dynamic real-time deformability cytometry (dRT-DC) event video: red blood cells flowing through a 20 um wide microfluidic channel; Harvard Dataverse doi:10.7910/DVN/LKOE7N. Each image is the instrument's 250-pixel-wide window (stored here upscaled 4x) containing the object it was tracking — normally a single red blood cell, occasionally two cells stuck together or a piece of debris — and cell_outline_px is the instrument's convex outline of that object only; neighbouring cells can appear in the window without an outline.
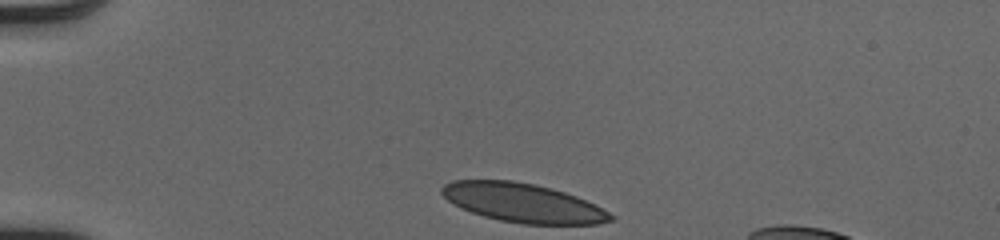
{"species": "human", "species_latin": "Homo sapiens", "temperature_condition": "cold", "stored_images_in_passage": 32, "camera_frame_rate_fps": 3000, "um_per_image_px": 0.085, "donor": {"sex": "male"}, "frame": {"image": 1, "passage_image": 1, "time_ms": 0.0, "image_size_px": [1000, 240], "cell_outline_px": [[616, 220], [596, 224], [520, 224], [500, 220], [484, 216], [460, 208], [452, 204], [440, 192], [440, 188], [444, 184], [452, 180], [512, 180], [536, 184], [552, 188], [576, 196], [616, 216]], "centroid_in_image_um": [44.42, 17.24], "position_along_channel_um": 40.6, "area_um2": 38.38}}
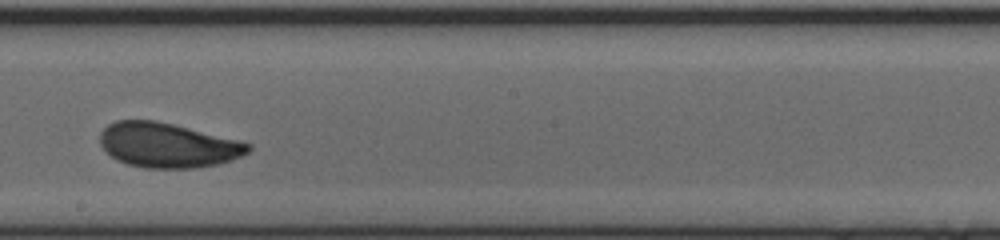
{"frame": {"image": 2, "passage_image": 19, "time_ms": 6.0, "image_size_px": [1000, 240], "cell_outline_px": [[252, 148], [248, 152], [232, 160], [216, 164], [196, 168], [144, 168], [128, 164], [116, 160], [100, 144], [100, 132], [108, 124], [116, 120], [156, 120], [240, 140], [252, 144]], "centroid_in_image_um": [14.26, 12.34], "position_along_channel_um": 233.9, "area_um2": 38.67}}
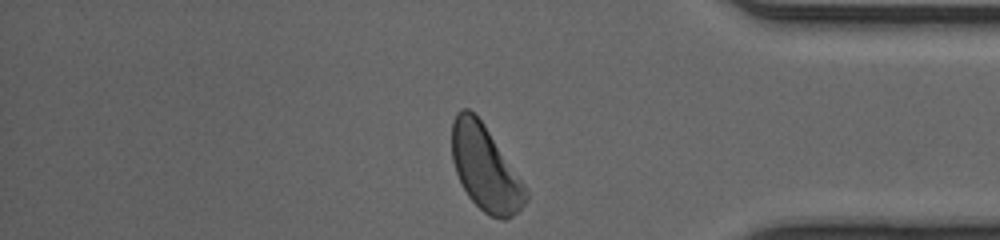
{"frame": {"image": 3, "passage_image": 32, "time_ms": 10.333, "image_size_px": [1000, 240], "cell_outline_px": [[528, 200], [512, 216], [504, 220], [500, 220], [488, 216], [468, 196], [456, 172], [452, 160], [452, 120], [456, 112], [460, 108], [468, 108], [484, 124], [524, 184], [528, 192]], "centroid_in_image_um": [41.23, 14.3], "position_along_channel_um": 394.0, "area_um2": 36.3}, "authors_computed_cell_mechanics": {"area_um2": 38.6971, "velocity_mm_per_s": 4.0666, "shape_relaxation_time_tau1_ms": 2.2525, "shape_relaxation_time_tau2_ms": 1.252, "deformation_change_tau1": 0.1126, "deformation_change_tau2": 0.0643}}